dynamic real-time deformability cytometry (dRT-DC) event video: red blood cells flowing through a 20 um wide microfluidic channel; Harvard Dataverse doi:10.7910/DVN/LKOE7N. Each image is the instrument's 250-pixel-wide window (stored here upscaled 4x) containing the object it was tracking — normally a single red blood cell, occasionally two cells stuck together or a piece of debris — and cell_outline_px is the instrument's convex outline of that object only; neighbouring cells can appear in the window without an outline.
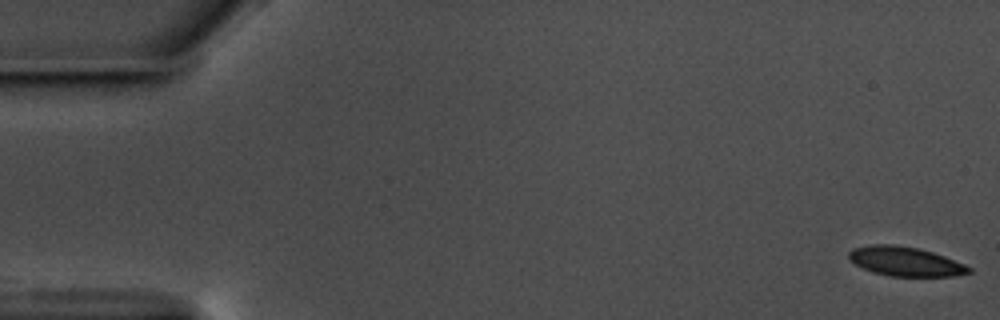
{"species": "common noctule bat (a hibernating species)", "species_latin": "Nyctalus noctula", "temperature_condition": "warm", "stored_images_in_passage": 16, "camera_frame_rate_fps": 3000, "um_per_image_px": 0.085, "animal": {"sex": "male", "body_mass_g": 17.5, "forearm_length_mm": 52.3}, "frame": {"image": 1, "passage_image": 1, "time_ms": 0.0, "image_size_px": [1000, 320], "cell_outline_px": [[972, 272], [952, 276], [892, 276], [872, 272], [848, 260], [848, 252], [852, 248], [872, 244], [896, 244], [916, 248], [932, 252], [944, 256], [964, 264], [972, 268]], "centroid_in_image_um": [76.92, 22.21], "position_along_channel_um": 8.1, "area_um2": 20.46}}
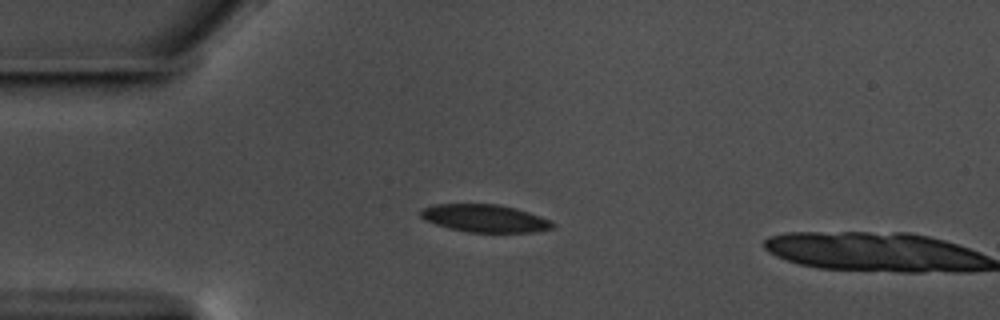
{"frame": {"image": 2, "passage_image": 15, "time_ms": 4.667, "image_size_px": [1000, 320], "cell_outline_px": [[556, 228], [532, 232], [468, 232], [436, 224], [420, 216], [420, 208], [432, 204], [500, 204], [516, 208], [552, 220], [556, 224]], "centroid_in_image_um": [41.26, 18.55], "position_along_channel_um": 43.7, "area_um2": 21.33}}